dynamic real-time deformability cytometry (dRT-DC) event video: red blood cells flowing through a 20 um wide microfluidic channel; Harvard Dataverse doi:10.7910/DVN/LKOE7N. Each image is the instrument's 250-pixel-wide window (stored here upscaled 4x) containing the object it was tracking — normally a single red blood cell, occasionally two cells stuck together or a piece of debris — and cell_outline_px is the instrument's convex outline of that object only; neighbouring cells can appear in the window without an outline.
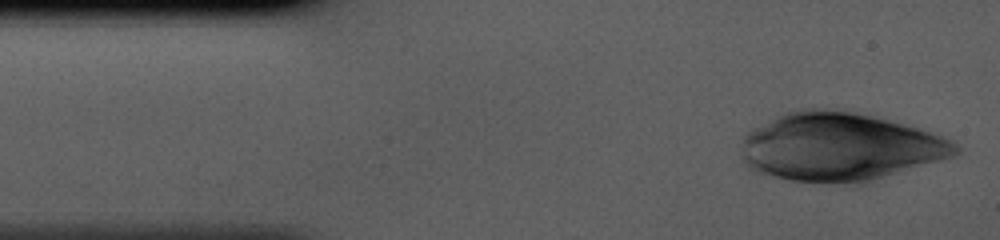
{"species": "human", "species_latin": "Homo sapiens", "temperature_condition": "cold", "stored_images_in_passage": 36, "camera_frame_rate_fps": 3000, "um_per_image_px": 0.085, "donor": {"sex": "male"}, "frame": {"image": 1, "passage_image": 1, "time_ms": 0.0, "image_size_px": [1000, 240], "cell_outline_px": [[960, 152], [952, 156], [860, 184], [792, 180], [772, 176], [756, 172], [748, 168], [744, 164], [740, 144], [744, 136], [748, 132], [776, 116], [784, 112], [796, 108], [824, 108], [852, 112], [872, 116], [904, 124], [932, 132], [952, 140], [960, 148]], "centroid_in_image_um": [71.34, 12.48], "position_along_channel_um": 13.7, "area_um2": 84.91}}